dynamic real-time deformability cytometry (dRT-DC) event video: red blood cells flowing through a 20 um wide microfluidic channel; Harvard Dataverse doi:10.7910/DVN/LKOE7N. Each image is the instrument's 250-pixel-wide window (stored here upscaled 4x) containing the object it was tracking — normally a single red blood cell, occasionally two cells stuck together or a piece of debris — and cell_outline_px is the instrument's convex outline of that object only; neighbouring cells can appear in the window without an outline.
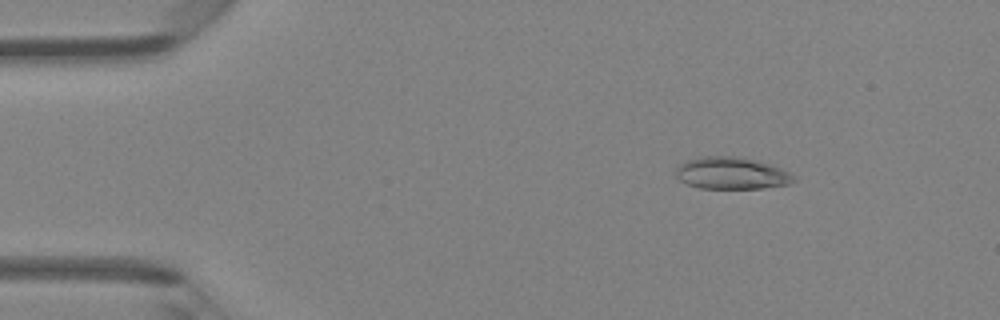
{"species": "Egyptian fruit bat (a non-hibernating species)", "species_latin": "Rousettus aegyptiacus", "temperature_condition": "room temperature", "stored_images_in_passage": 47, "camera_frame_rate_fps": 3000, "um_per_image_px": 0.085, "animal": {"sex": "female"}, "frame": {"image": 1, "passage_image": 7, "time_ms": 2.0, "image_size_px": [1000, 320], "cell_outline_px": [[796, 180], [788, 184], [764, 188], [700, 188], [688, 184], [680, 180], [676, 176], [676, 168], [680, 164], [688, 160], [700, 156], [744, 156], [780, 168], [796, 176]], "centroid_in_image_um": [62.19, 14.71], "position_along_channel_um": 22.8, "area_um2": 22.02}}
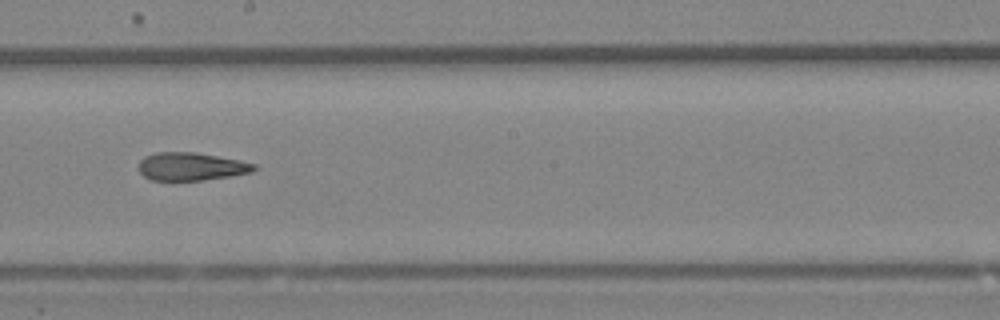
{"frame": {"image": 2, "passage_image": 27, "time_ms": 8.667, "image_size_px": [1000, 320], "cell_outline_px": [[256, 168], [252, 172], [232, 176], [204, 180], [152, 180], [144, 176], [140, 172], [140, 160], [144, 156], [156, 152], [196, 152], [240, 160], [256, 164]], "centroid_in_image_um": [16.27, 14.15], "position_along_channel_um": 231.9, "area_um2": 18.84}}
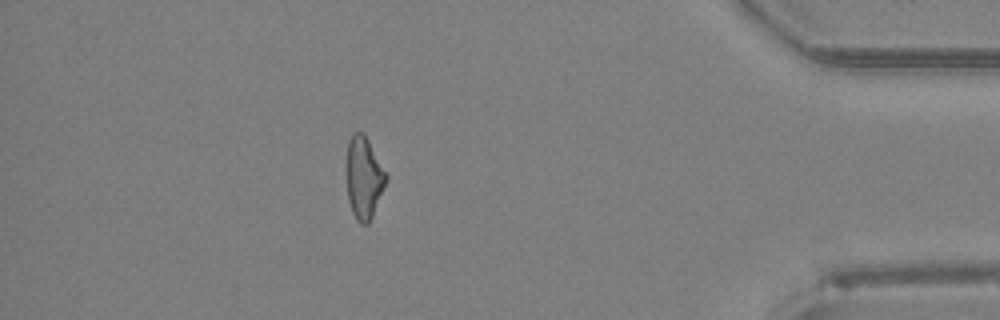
{"frame": {"image": 3, "passage_image": 42, "time_ms": 13.667, "image_size_px": [1000, 320], "cell_outline_px": [[388, 176], [372, 216], [368, 224], [360, 224], [356, 220], [352, 212], [348, 200], [348, 140], [352, 132], [364, 132]], "centroid_in_image_um": [30.93, 15.09], "position_along_channel_um": 404.3, "area_um2": 18.5}, "authors_computed_cell_mechanics": {"area_um2": 19.8254, "velocity_mm_per_s": 4.3198, "shape_relaxation_time_tau1_ms": null, "shape_relaxation_time_tau2_ms": 3.8447, "deformation_change_tau1": null, "deformation_change_tau2": 0.1563}}